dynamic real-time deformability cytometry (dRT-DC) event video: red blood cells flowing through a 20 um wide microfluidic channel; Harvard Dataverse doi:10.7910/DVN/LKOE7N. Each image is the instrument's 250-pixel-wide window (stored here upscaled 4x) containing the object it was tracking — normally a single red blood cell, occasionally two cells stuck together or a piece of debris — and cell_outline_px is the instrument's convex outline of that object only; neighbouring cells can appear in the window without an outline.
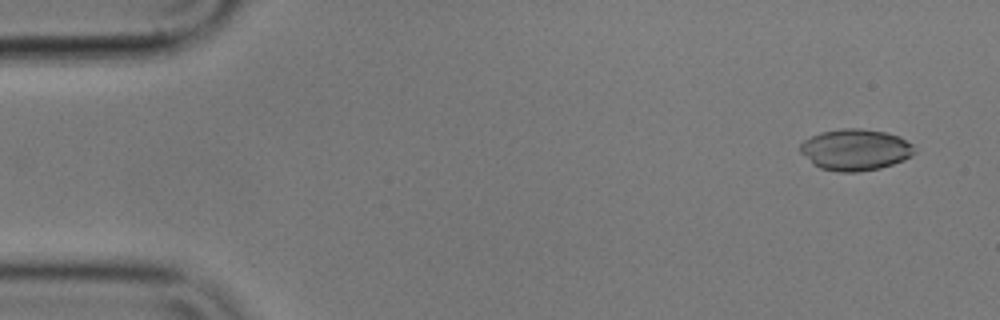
{"species": "common noctule bat (a hibernating species)", "species_latin": "Nyctalus noctula", "temperature_condition": "cold", "stored_images_in_passage": 44, "camera_frame_rate_fps": 3000, "um_per_image_px": 0.085, "animal": {"sex": "male", "body_mass_g": 17.9}, "frame": {"image": 1, "passage_image": 3, "time_ms": 0.667, "image_size_px": [1000, 320], "cell_outline_px": [[916, 152], [912, 156], [904, 160], [880, 168], [856, 172], [836, 172], [820, 168], [812, 164], [800, 152], [800, 144], [804, 140], [820, 132], [844, 128], [860, 128], [884, 132], [900, 136], [912, 144]], "centroid_in_image_um": [72.7, 12.73], "position_along_channel_um": 12.3, "area_um2": 27.69}}
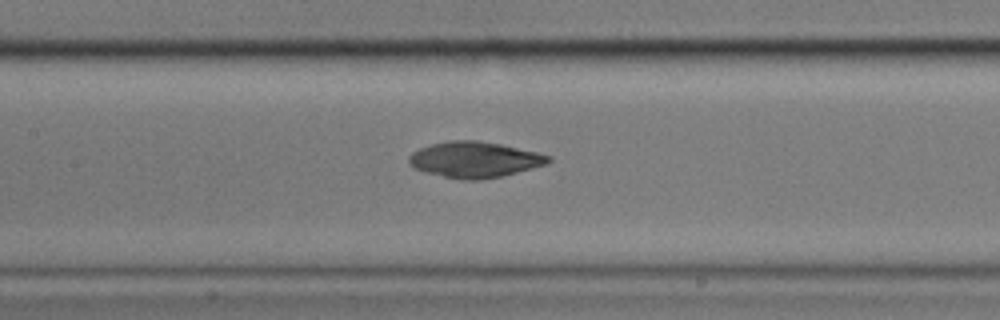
{"frame": {"image": 2, "passage_image": 25, "time_ms": 8.0, "image_size_px": [1000, 320], "cell_outline_px": [[552, 160], [544, 164], [532, 168], [500, 176], [480, 180], [464, 180], [424, 172], [408, 164], [408, 156], [412, 152], [420, 148], [432, 144], [448, 140], [476, 140], [500, 144], [536, 152], [552, 156]], "centroid_in_image_um": [40.31, 13.56], "position_along_channel_um": 167.1, "area_um2": 28.9}}
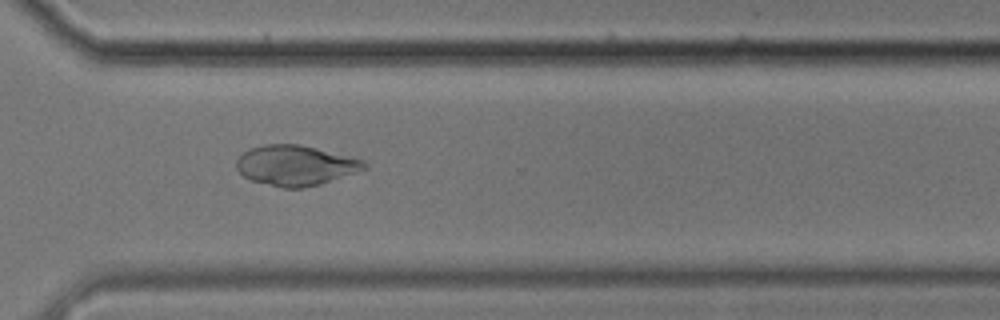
{"frame": {"image": 3, "passage_image": 40, "time_ms": 13.0, "image_size_px": [1000, 320], "cell_outline_px": [[368, 168], [320, 184], [304, 188], [284, 188], [252, 180], [244, 176], [236, 168], [236, 160], [248, 148], [264, 144], [300, 144], [364, 160], [368, 164]], "centroid_in_image_um": [25.12, 14.05], "position_along_channel_um": 345.5, "area_um2": 29.82}, "authors_computed_cell_mechanics": {"area_um2": 28.1775, "velocity_mm_per_s": 3.5758, "shape_relaxation_time_tau1_ms": 7.6604, "shape_relaxation_time_tau2_ms": 4.3652, "deformation_change_tau1": 0.149, "deformation_change_tau2": 0.0647}}